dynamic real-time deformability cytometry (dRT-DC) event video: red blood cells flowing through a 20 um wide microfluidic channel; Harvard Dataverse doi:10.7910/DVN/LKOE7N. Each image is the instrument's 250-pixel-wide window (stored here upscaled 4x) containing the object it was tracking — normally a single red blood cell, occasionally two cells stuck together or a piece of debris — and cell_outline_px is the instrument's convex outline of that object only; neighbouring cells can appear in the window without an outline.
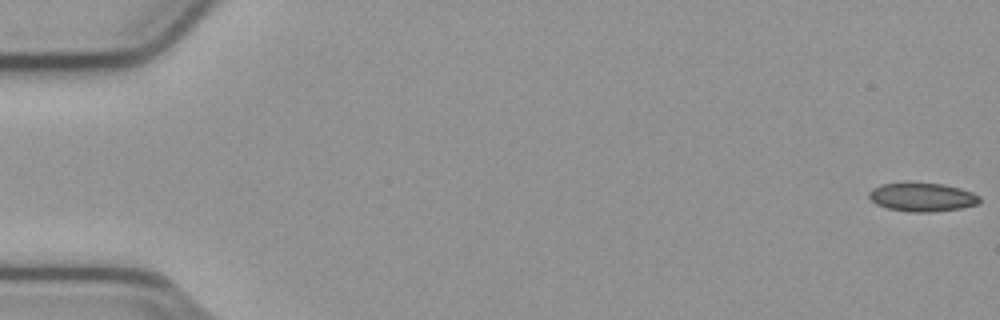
{"species": "common noctule bat (a hibernating species)", "species_latin": "Nyctalus noctula", "temperature_condition": "cold", "stored_images_in_passage": 55, "camera_frame_rate_fps": 3000, "um_per_image_px": 0.085, "animal": {"sex": "male", "body_mass_g": 23.1, "forearm_length_mm": 52.7}, "frame": {"image": 1, "passage_image": 1, "time_ms": 0.0, "image_size_px": [1000, 320], "cell_outline_px": [[980, 200], [976, 204], [960, 208], [932, 212], [908, 212], [888, 208], [876, 204], [868, 196], [868, 192], [872, 188], [880, 184], [940, 184], [960, 188], [972, 192], [980, 196]], "centroid_in_image_um": [78.37, 16.77], "position_along_channel_um": 6.6, "area_um2": 18.09}}
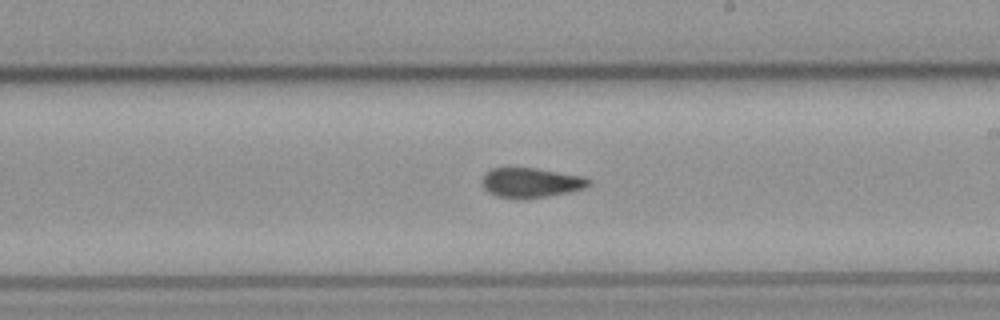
{"frame": {"image": 2, "passage_image": 32, "time_ms": 10.333, "image_size_px": [1000, 320], "cell_outline_px": [[592, 184], [588, 188], [568, 192], [524, 200], [520, 200], [496, 196], [488, 192], [480, 184], [484, 176], [492, 168], [536, 168], [584, 176], [592, 180]], "centroid_in_image_um": [45.17, 15.54], "position_along_channel_um": 243.8, "area_um2": 18.84}}
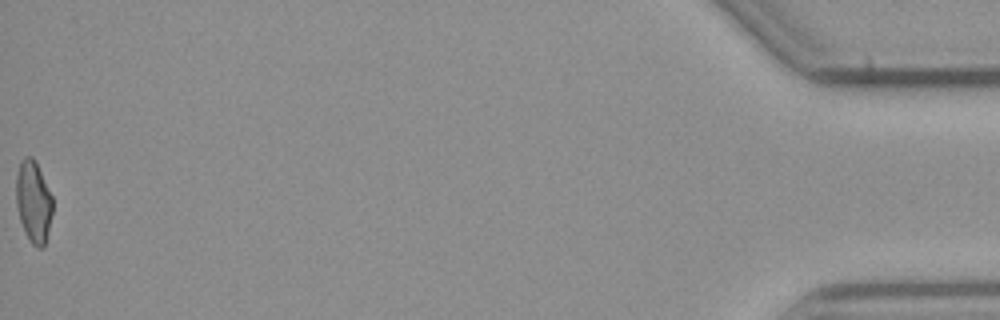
{"frame": {"image": 3, "passage_image": 55, "time_ms": 18.0, "image_size_px": [1000, 320], "cell_outline_px": [[52, 212], [44, 248], [36, 248], [32, 244], [20, 220], [16, 204], [16, 176], [20, 160], [24, 156], [32, 156], [52, 196]], "centroid_in_image_um": [2.83, 17.14], "position_along_channel_um": 432.4, "area_um2": 17.11}, "authors_computed_cell_mechanics": {"area_um2": 18.4382, "velocity_mm_per_s": 3.8199, "shape_relaxation_time_tau1_ms": null, "shape_relaxation_time_tau2_ms": 3.0992, "deformation_change_tau1": null, "deformation_change_tau2": 0.0824}}